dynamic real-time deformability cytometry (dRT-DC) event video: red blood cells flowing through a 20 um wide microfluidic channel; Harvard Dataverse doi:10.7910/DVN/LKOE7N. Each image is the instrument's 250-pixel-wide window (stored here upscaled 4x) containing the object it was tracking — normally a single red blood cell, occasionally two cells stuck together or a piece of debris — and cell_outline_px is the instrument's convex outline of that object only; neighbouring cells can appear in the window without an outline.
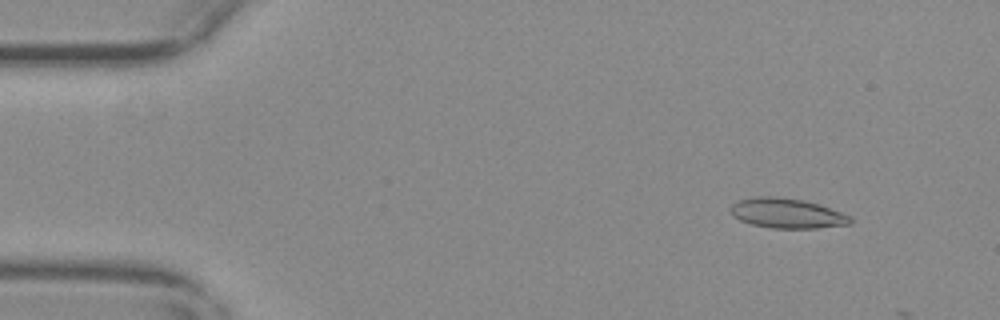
{"species": "common noctule bat (a hibernating species)", "species_latin": "Nyctalus noctula", "temperature_condition": "warm", "stored_images_in_passage": 5, "camera_frame_rate_fps": 3000, "um_per_image_px": 0.085, "animal": {"sex": "female", "body_mass_g": 29.2, "forearm_length_mm": 56.3}, "frame": {"image": 1, "passage_image": 2, "time_ms": 0.333, "image_size_px": [1000, 320], "cell_outline_px": [[852, 224], [816, 228], [772, 228], [752, 224], [740, 220], [732, 216], [732, 204], [740, 200], [760, 196], [776, 196], [804, 200], [852, 216]], "centroid_in_image_um": [66.91, 18.13], "position_along_channel_um": 18.1, "area_um2": 20.63}}